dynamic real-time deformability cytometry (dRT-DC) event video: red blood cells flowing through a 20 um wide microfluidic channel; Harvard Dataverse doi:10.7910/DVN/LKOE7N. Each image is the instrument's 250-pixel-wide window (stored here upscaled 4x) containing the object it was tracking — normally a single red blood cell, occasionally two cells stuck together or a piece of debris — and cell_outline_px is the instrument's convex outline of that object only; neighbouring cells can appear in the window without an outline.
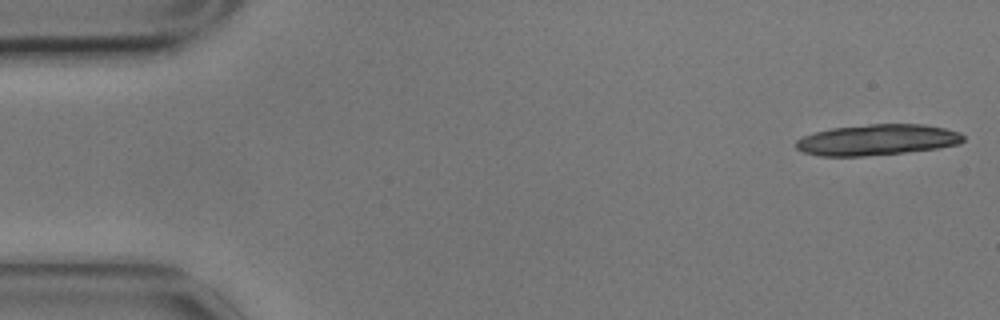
{"species": "common noctule bat (a hibernating species)", "species_latin": "Nyctalus noctula", "temperature_condition": "cold", "stored_images_in_passage": 19, "camera_frame_rate_fps": 3000, "um_per_image_px": 0.085, "animal": {"sex": "male", "body_mass_g": 17.9}, "frame": {"image": 1, "passage_image": 1, "time_ms": 0.0, "image_size_px": [1000, 320], "cell_outline_px": [[964, 140], [960, 144], [936, 148], [904, 152], [864, 156], [820, 156], [804, 152], [796, 148], [796, 140], [804, 136], [816, 132], [832, 128], [868, 124], [924, 124], [944, 128], [960, 132], [964, 136]], "centroid_in_image_um": [74.58, 11.88], "position_along_channel_um": 10.4, "area_um2": 30.0}}